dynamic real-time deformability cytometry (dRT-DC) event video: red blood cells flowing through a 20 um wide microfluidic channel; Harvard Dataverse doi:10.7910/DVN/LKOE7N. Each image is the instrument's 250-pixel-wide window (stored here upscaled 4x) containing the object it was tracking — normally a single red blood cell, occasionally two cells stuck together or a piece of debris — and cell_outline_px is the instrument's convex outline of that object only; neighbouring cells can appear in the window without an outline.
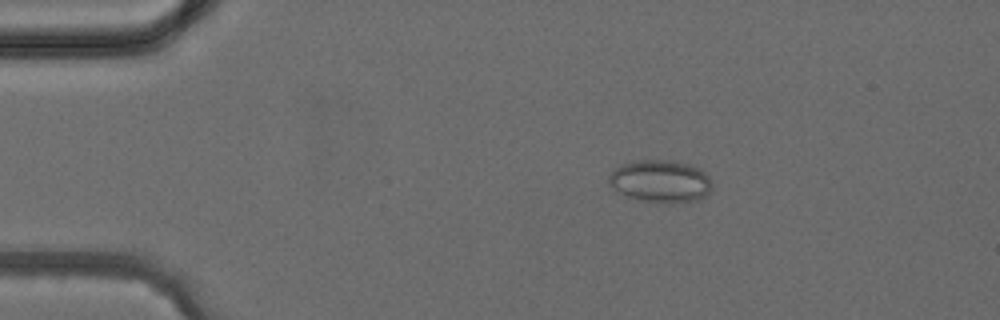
{"species": "common noctule bat (a hibernating species)", "species_latin": "Nyctalus noctula", "temperature_condition": "cold", "stored_images_in_passage": 2, "camera_frame_rate_fps": 3000, "um_per_image_px": 0.085, "animal": {"sex": "female", "body_mass_g": 24.6, "forearm_length_mm": 56.2}, "frame": {"image": 1, "passage_image": 2, "time_ms": 2.0, "image_size_px": [1000, 320], "cell_outline_px": [[712, 184], [708, 192], [704, 196], [696, 200], [672, 204], [636, 200], [624, 196], [608, 184], [608, 176], [620, 164], [640, 160], [672, 160], [688, 164], [704, 172], [708, 176]], "centroid_in_image_um": [56.09, 15.42], "position_along_channel_um": 28.9, "area_um2": 25.66}}